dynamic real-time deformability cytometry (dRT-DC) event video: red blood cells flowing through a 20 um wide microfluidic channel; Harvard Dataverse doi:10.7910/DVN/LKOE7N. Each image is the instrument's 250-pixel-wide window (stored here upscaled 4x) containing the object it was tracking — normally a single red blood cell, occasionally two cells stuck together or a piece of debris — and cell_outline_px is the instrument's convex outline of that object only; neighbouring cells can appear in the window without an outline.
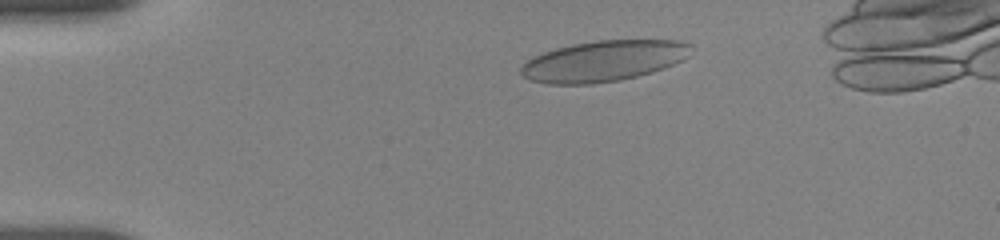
{"species": "human", "species_latin": "Homo sapiens", "temperature_condition": "room temperature", "stored_images_in_passage": 3, "camera_frame_rate_fps": 3000, "um_per_image_px": 0.085, "donor": {"sex": "female"}, "frame": {"image": 1, "passage_image": 3, "time_ms": 2.667, "image_size_px": [1000, 240], "cell_outline_px": [[692, 44], [688, 56], [684, 60], [664, 68], [652, 72], [620, 80], [592, 84], [548, 84], [528, 80], [520, 72], [520, 68], [532, 56], [556, 48], [572, 44], [596, 40], [680, 40]], "centroid_in_image_um": [51.3, 5.18], "position_along_channel_um": 33.7, "area_um2": 40.63}}